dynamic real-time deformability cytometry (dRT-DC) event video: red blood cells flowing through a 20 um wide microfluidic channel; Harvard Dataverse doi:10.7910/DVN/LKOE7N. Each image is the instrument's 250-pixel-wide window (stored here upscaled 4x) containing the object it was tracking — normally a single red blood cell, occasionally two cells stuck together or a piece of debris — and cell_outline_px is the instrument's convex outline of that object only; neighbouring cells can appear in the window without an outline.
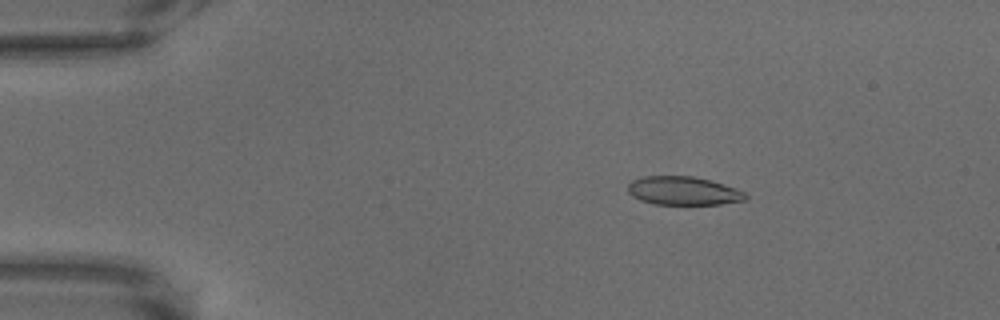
{"species": "common noctule bat (a hibernating species)", "species_latin": "Nyctalus noctula", "temperature_condition": "warm", "stored_images_in_passage": 68, "camera_frame_rate_fps": 3000, "um_per_image_px": 0.085, "animal": {"sex": "male", "body_mass_g": 18.8}, "frame": {"image": 1, "passage_image": 11, "time_ms": 3.333, "image_size_px": [1000, 320], "cell_outline_px": [[748, 196], [744, 200], [720, 204], [652, 204], [640, 200], [632, 196], [628, 192], [628, 184], [632, 180], [644, 176], [692, 176], [712, 180], [744, 192]], "centroid_in_image_um": [58.04, 16.22], "position_along_channel_um": 27.0, "area_um2": 19.48}}
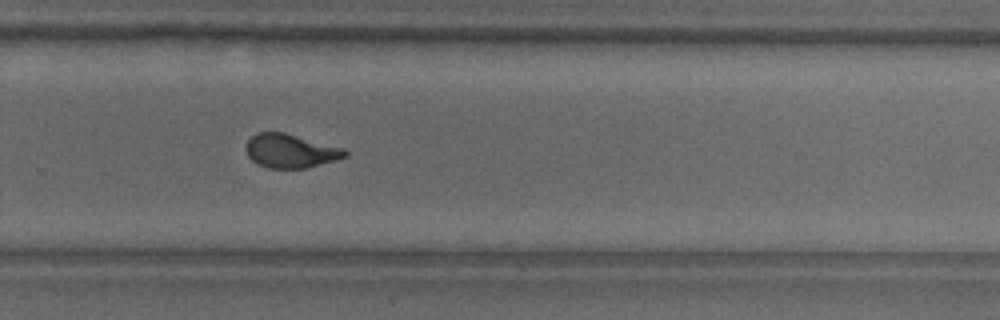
{"frame": {"image": 2, "passage_image": 46, "time_ms": 15.0, "image_size_px": [1000, 320], "cell_outline_px": [[348, 156], [336, 160], [308, 168], [268, 168], [256, 164], [248, 156], [244, 148], [248, 140], [256, 132], [284, 132], [344, 148], [348, 152]], "centroid_in_image_um": [24.68, 12.83], "position_along_channel_um": 305.1, "area_um2": 19.71}}
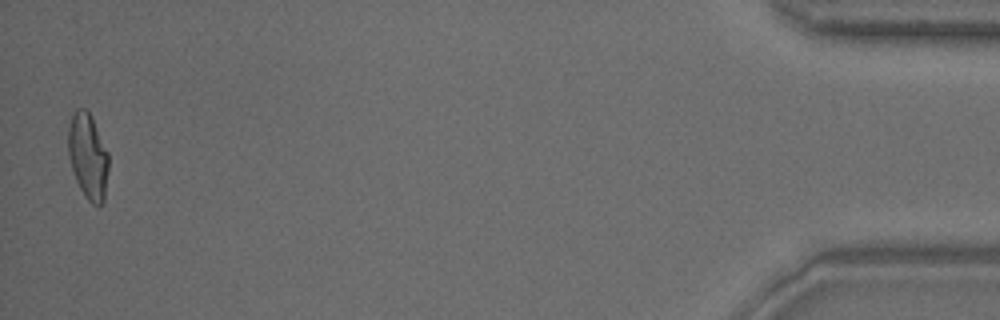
{"frame": {"image": 3, "passage_image": 67, "time_ms": 22.0, "image_size_px": [1000, 320], "cell_outline_px": [[108, 168], [104, 200], [100, 204], [92, 204], [88, 200], [80, 188], [72, 172], [68, 156], [68, 128], [72, 116], [76, 108], [88, 108], [92, 116], [108, 152]], "centroid_in_image_um": [7.47, 13.23], "position_along_channel_um": 427.7, "area_um2": 20.29}}